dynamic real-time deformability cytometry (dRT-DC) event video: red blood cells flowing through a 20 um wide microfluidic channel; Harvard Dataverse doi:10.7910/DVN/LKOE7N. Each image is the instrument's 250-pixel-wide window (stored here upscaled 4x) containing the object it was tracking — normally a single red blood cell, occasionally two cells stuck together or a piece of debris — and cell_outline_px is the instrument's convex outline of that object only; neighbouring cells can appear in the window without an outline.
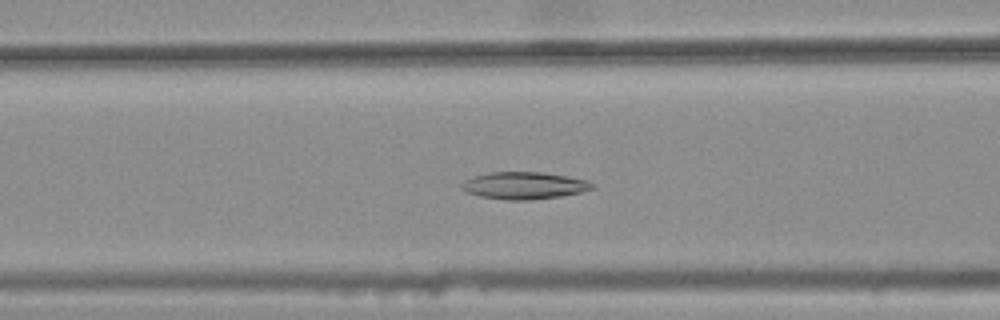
{"species": "common noctule bat (a hibernating species)", "species_latin": "Nyctalus noctula", "temperature_condition": "warm", "stored_images_in_passage": 34, "camera_frame_rate_fps": 3000, "um_per_image_px": 0.085, "animal": {"sex": "female", "body_mass_g": 25.1}, "frame": {"image": 1, "passage_image": 11, "time_ms": 3.333, "image_size_px": [1000, 320], "cell_outline_px": [[596, 188], [580, 192], [560, 196], [528, 200], [504, 200], [480, 196], [464, 192], [460, 188], [460, 184], [464, 180], [472, 176], [488, 172], [544, 172], [568, 176], [588, 180], [596, 184]], "centroid_in_image_um": [44.53, 15.76], "position_along_channel_um": 122.1, "area_um2": 21.04}}
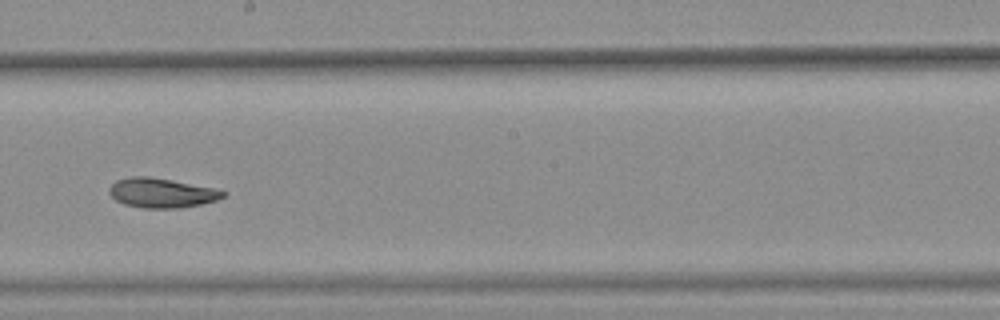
{"frame": {"image": 2, "passage_image": 20, "time_ms": 6.333, "image_size_px": [1000, 320], "cell_outline_px": [[228, 192], [224, 196], [216, 200], [200, 204], [180, 208], [140, 208], [124, 204], [116, 200], [108, 192], [108, 188], [116, 180], [128, 176], [148, 176], [216, 188]], "centroid_in_image_um": [13.72, 16.39], "position_along_channel_um": 234.5, "area_um2": 19.71}}
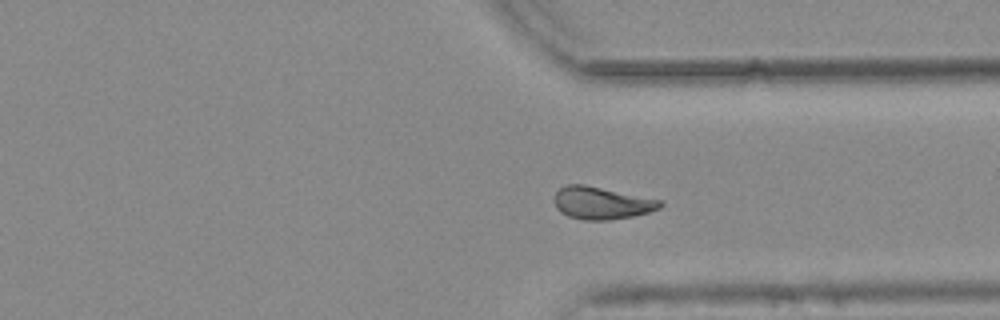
{"frame": {"image": 3, "passage_image": 30, "time_ms": 9.667, "image_size_px": [1000, 320], "cell_outline_px": [[664, 204], [660, 208], [648, 212], [632, 216], [608, 220], [584, 220], [568, 216], [560, 212], [556, 208], [556, 192], [564, 184], [584, 184], [660, 200]], "centroid_in_image_um": [51.12, 17.25], "position_along_channel_um": 360.3, "area_um2": 19.77}, "authors_computed_cell_mechanics": {"area_um2": 19.7676, "velocity_mm_per_s": 3.7529, "shape_relaxation_time_tau1_ms": null, "shape_relaxation_time_tau2_ms": 6.2796, "deformation_change_tau1": null, "deformation_change_tau2": 0.127}}